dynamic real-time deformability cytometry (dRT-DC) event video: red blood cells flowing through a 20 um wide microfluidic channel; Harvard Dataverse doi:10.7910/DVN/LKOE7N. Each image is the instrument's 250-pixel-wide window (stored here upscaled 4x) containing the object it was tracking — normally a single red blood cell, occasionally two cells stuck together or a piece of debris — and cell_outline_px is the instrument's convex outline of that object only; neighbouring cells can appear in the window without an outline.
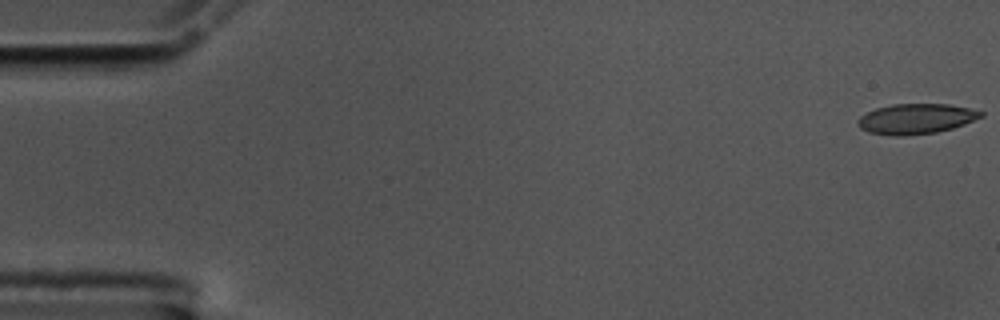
{"species": "common noctule bat (a hibernating species)", "species_latin": "Nyctalus noctula", "temperature_condition": "cold", "stored_images_in_passage": 10, "camera_frame_rate_fps": 3000, "um_per_image_px": 0.085, "animal": {"sex": "male", "body_mass_g": 17.5, "forearm_length_mm": 52.3}, "frame": {"image": 1, "passage_image": 1, "time_ms": 0.0, "image_size_px": [1000, 320], "cell_outline_px": [[984, 116], [964, 124], [952, 128], [936, 132], [904, 136], [892, 136], [868, 132], [860, 128], [856, 120], [860, 116], [876, 108], [892, 104], [948, 104], [968, 108], [984, 112]], "centroid_in_image_um": [77.84, 10.1], "position_along_channel_um": 7.2, "area_um2": 21.68}}